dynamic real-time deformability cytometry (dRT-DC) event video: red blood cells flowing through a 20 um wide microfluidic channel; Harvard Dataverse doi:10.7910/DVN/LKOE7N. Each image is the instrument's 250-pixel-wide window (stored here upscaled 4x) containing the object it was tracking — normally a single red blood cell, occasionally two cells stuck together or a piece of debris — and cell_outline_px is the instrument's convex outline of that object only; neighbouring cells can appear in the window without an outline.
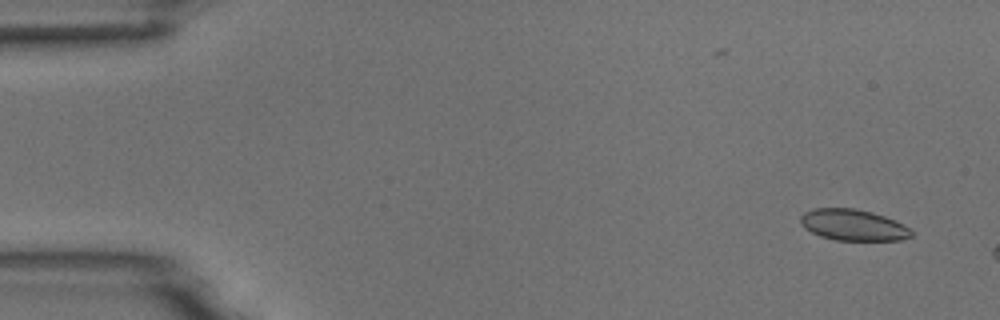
{"species": "common noctule bat (a hibernating species)", "species_latin": "Nyctalus noctula", "temperature_condition": "room temperature", "stored_images_in_passage": 3, "camera_frame_rate_fps": 3000, "um_per_image_px": 0.085, "animal": {"sex": "male", "body_mass_g": 18.8}, "frame": {"image": 1, "passage_image": 1, "time_ms": 0.0, "image_size_px": [1000, 320], "cell_outline_px": [[912, 236], [900, 240], [836, 240], [820, 236], [804, 228], [800, 224], [800, 216], [804, 212], [812, 208], [856, 208], [872, 212], [896, 220], [904, 224], [912, 232]], "centroid_in_image_um": [72.49, 19.11], "position_along_channel_um": 12.5, "area_um2": 20.29}}